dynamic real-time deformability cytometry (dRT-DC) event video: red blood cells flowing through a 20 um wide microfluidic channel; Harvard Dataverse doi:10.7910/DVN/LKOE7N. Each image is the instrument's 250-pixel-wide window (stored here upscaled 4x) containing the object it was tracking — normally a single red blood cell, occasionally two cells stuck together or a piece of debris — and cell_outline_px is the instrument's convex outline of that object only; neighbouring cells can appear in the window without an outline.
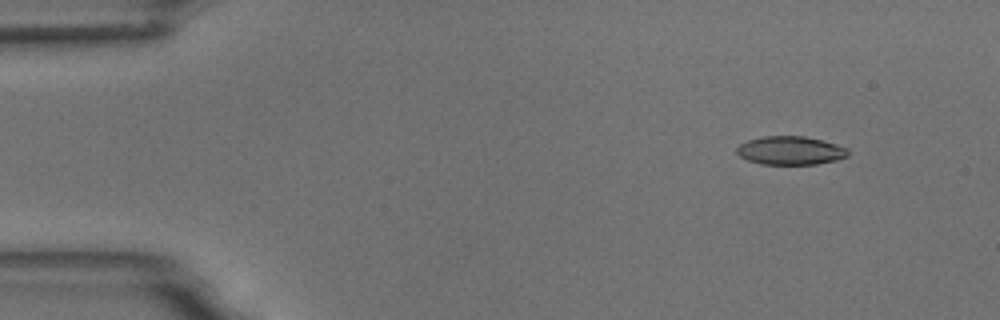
{"species": "common noctule bat (a hibernating species)", "species_latin": "Nyctalus noctula", "temperature_condition": "room temperature", "stored_images_in_passage": 6, "segment_of_instrument_passage": [1, 2], "camera_frame_rate_fps": 3000, "um_per_image_px": 0.085, "animal": {"sex": "male", "body_mass_g": 18.8}, "frame": {"image": 1, "passage_image": 2, "time_ms": 1.333, "image_size_px": [1000, 320], "cell_outline_px": [[848, 156], [836, 160], [816, 164], [760, 164], [748, 160], [740, 156], [736, 152], [736, 148], [740, 144], [748, 140], [764, 136], [804, 136], [836, 144], [848, 148]], "centroid_in_image_um": [67.18, 12.79], "position_along_channel_um": 17.8, "area_um2": 18.38}}
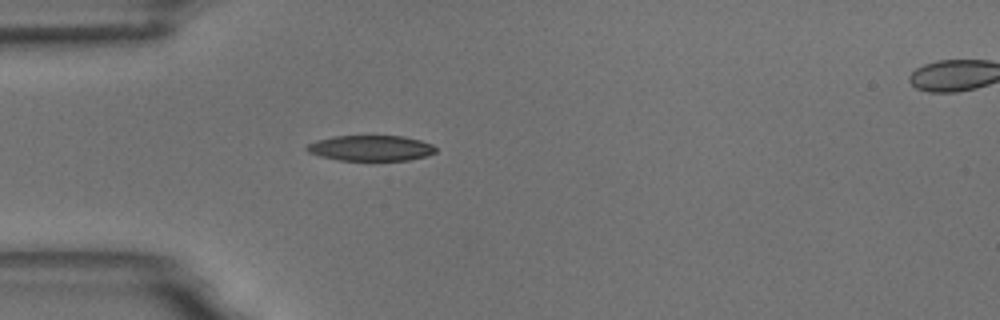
{"frame": {"image": 2, "passage_image": 5, "time_ms": 4.667, "image_size_px": [1000, 320], "cell_outline_px": [[436, 152], [424, 156], [408, 160], [340, 160], [320, 156], [308, 152], [304, 148], [308, 144], [316, 140], [332, 136], [404, 136], [420, 140], [432, 144], [436, 148]], "centroid_in_image_um": [31.49, 12.58], "position_along_channel_um": 53.5, "area_um2": 19.13}}